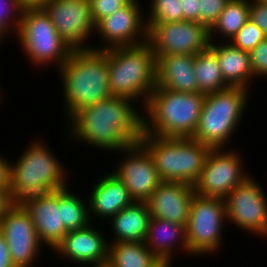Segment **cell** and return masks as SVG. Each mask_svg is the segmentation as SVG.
<instances>
[{"label":"cell","instance_id":"6da1fadb","mask_svg":"<svg viewBox=\"0 0 267 267\" xmlns=\"http://www.w3.org/2000/svg\"><path fill=\"white\" fill-rule=\"evenodd\" d=\"M134 103L111 96L84 107L65 121L69 140L109 153L137 145L143 132V113Z\"/></svg>","mask_w":267,"mask_h":267},{"label":"cell","instance_id":"7a4b0ae2","mask_svg":"<svg viewBox=\"0 0 267 267\" xmlns=\"http://www.w3.org/2000/svg\"><path fill=\"white\" fill-rule=\"evenodd\" d=\"M109 49L73 50L57 70L63 85L66 119L101 100L111 97L109 90Z\"/></svg>","mask_w":267,"mask_h":267},{"label":"cell","instance_id":"3957f363","mask_svg":"<svg viewBox=\"0 0 267 267\" xmlns=\"http://www.w3.org/2000/svg\"><path fill=\"white\" fill-rule=\"evenodd\" d=\"M39 139L31 141L21 156L10 162L9 192L14 204L70 185L64 163Z\"/></svg>","mask_w":267,"mask_h":267},{"label":"cell","instance_id":"277c9868","mask_svg":"<svg viewBox=\"0 0 267 267\" xmlns=\"http://www.w3.org/2000/svg\"><path fill=\"white\" fill-rule=\"evenodd\" d=\"M205 97L203 93L155 88L142 109V133L157 137L192 138Z\"/></svg>","mask_w":267,"mask_h":267},{"label":"cell","instance_id":"5b68a950","mask_svg":"<svg viewBox=\"0 0 267 267\" xmlns=\"http://www.w3.org/2000/svg\"><path fill=\"white\" fill-rule=\"evenodd\" d=\"M108 70L111 95L143 103V109L156 88V57L150 45L109 48Z\"/></svg>","mask_w":267,"mask_h":267},{"label":"cell","instance_id":"8992f818","mask_svg":"<svg viewBox=\"0 0 267 267\" xmlns=\"http://www.w3.org/2000/svg\"><path fill=\"white\" fill-rule=\"evenodd\" d=\"M140 143L153 157L162 182H184L193 186L211 150L193 138L157 137L146 133H142Z\"/></svg>","mask_w":267,"mask_h":267},{"label":"cell","instance_id":"52a82bcc","mask_svg":"<svg viewBox=\"0 0 267 267\" xmlns=\"http://www.w3.org/2000/svg\"><path fill=\"white\" fill-rule=\"evenodd\" d=\"M249 94L242 87L206 94L192 138L210 148H227L246 112Z\"/></svg>","mask_w":267,"mask_h":267},{"label":"cell","instance_id":"ba28073f","mask_svg":"<svg viewBox=\"0 0 267 267\" xmlns=\"http://www.w3.org/2000/svg\"><path fill=\"white\" fill-rule=\"evenodd\" d=\"M16 37L31 65L39 69L53 65L58 70L73 51L41 7L24 8Z\"/></svg>","mask_w":267,"mask_h":267},{"label":"cell","instance_id":"9c48e42d","mask_svg":"<svg viewBox=\"0 0 267 267\" xmlns=\"http://www.w3.org/2000/svg\"><path fill=\"white\" fill-rule=\"evenodd\" d=\"M225 222L227 224L224 199L195 194L186 225L189 255L218 254L223 245Z\"/></svg>","mask_w":267,"mask_h":267},{"label":"cell","instance_id":"30bf717a","mask_svg":"<svg viewBox=\"0 0 267 267\" xmlns=\"http://www.w3.org/2000/svg\"><path fill=\"white\" fill-rule=\"evenodd\" d=\"M147 43L155 57L174 54L195 55L210 44L209 30L191 21L146 22Z\"/></svg>","mask_w":267,"mask_h":267},{"label":"cell","instance_id":"8fae6325","mask_svg":"<svg viewBox=\"0 0 267 267\" xmlns=\"http://www.w3.org/2000/svg\"><path fill=\"white\" fill-rule=\"evenodd\" d=\"M241 155L232 148H211L201 175L194 184L195 193L204 197L224 199L236 185L251 176L245 170Z\"/></svg>","mask_w":267,"mask_h":267},{"label":"cell","instance_id":"7c38bea8","mask_svg":"<svg viewBox=\"0 0 267 267\" xmlns=\"http://www.w3.org/2000/svg\"><path fill=\"white\" fill-rule=\"evenodd\" d=\"M226 221L244 232L267 238V196L254 177L236 185L224 198Z\"/></svg>","mask_w":267,"mask_h":267},{"label":"cell","instance_id":"4fadbf2b","mask_svg":"<svg viewBox=\"0 0 267 267\" xmlns=\"http://www.w3.org/2000/svg\"><path fill=\"white\" fill-rule=\"evenodd\" d=\"M41 8L72 50L92 49L86 44L96 35L90 0H50Z\"/></svg>","mask_w":267,"mask_h":267},{"label":"cell","instance_id":"5bb4252c","mask_svg":"<svg viewBox=\"0 0 267 267\" xmlns=\"http://www.w3.org/2000/svg\"><path fill=\"white\" fill-rule=\"evenodd\" d=\"M138 0H131L126 6L101 19L95 28L102 44L93 50L114 47L136 46L147 42L145 13Z\"/></svg>","mask_w":267,"mask_h":267},{"label":"cell","instance_id":"9a60e30c","mask_svg":"<svg viewBox=\"0 0 267 267\" xmlns=\"http://www.w3.org/2000/svg\"><path fill=\"white\" fill-rule=\"evenodd\" d=\"M0 232L6 239L13 264L16 267H34L43 244L30 214L21 204H13L0 218Z\"/></svg>","mask_w":267,"mask_h":267},{"label":"cell","instance_id":"2e32d148","mask_svg":"<svg viewBox=\"0 0 267 267\" xmlns=\"http://www.w3.org/2000/svg\"><path fill=\"white\" fill-rule=\"evenodd\" d=\"M117 153L125 154L111 172L124 183L134 201L146 202L162 183L153 157L140 142Z\"/></svg>","mask_w":267,"mask_h":267},{"label":"cell","instance_id":"e0dca14e","mask_svg":"<svg viewBox=\"0 0 267 267\" xmlns=\"http://www.w3.org/2000/svg\"><path fill=\"white\" fill-rule=\"evenodd\" d=\"M102 233L92 224L80 230L68 231L52 252L79 266L106 267L109 242Z\"/></svg>","mask_w":267,"mask_h":267},{"label":"cell","instance_id":"ac0fdd59","mask_svg":"<svg viewBox=\"0 0 267 267\" xmlns=\"http://www.w3.org/2000/svg\"><path fill=\"white\" fill-rule=\"evenodd\" d=\"M21 205L30 214L40 242L47 245L44 248L50 247L53 251L68 233L58 206V190L29 198Z\"/></svg>","mask_w":267,"mask_h":267},{"label":"cell","instance_id":"d6986e66","mask_svg":"<svg viewBox=\"0 0 267 267\" xmlns=\"http://www.w3.org/2000/svg\"><path fill=\"white\" fill-rule=\"evenodd\" d=\"M195 194L193 185L184 182H162L146 201L151 218L187 225Z\"/></svg>","mask_w":267,"mask_h":267},{"label":"cell","instance_id":"ffe728a7","mask_svg":"<svg viewBox=\"0 0 267 267\" xmlns=\"http://www.w3.org/2000/svg\"><path fill=\"white\" fill-rule=\"evenodd\" d=\"M109 173L97 179L88 195L91 218H104L108 221L134 202L124 183L115 173L111 171Z\"/></svg>","mask_w":267,"mask_h":267},{"label":"cell","instance_id":"44dd1931","mask_svg":"<svg viewBox=\"0 0 267 267\" xmlns=\"http://www.w3.org/2000/svg\"><path fill=\"white\" fill-rule=\"evenodd\" d=\"M194 57L195 55L190 54L158 56L156 58V88L182 93H198Z\"/></svg>","mask_w":267,"mask_h":267},{"label":"cell","instance_id":"7402d4cb","mask_svg":"<svg viewBox=\"0 0 267 267\" xmlns=\"http://www.w3.org/2000/svg\"><path fill=\"white\" fill-rule=\"evenodd\" d=\"M144 242L167 267H172L174 257H178L175 255L178 249L181 253L189 255L186 225L151 218Z\"/></svg>","mask_w":267,"mask_h":267},{"label":"cell","instance_id":"603a6c76","mask_svg":"<svg viewBox=\"0 0 267 267\" xmlns=\"http://www.w3.org/2000/svg\"><path fill=\"white\" fill-rule=\"evenodd\" d=\"M209 48L215 53L222 76L229 87L250 89L254 81L250 53L233 46L230 42H210Z\"/></svg>","mask_w":267,"mask_h":267},{"label":"cell","instance_id":"cb8c5ba5","mask_svg":"<svg viewBox=\"0 0 267 267\" xmlns=\"http://www.w3.org/2000/svg\"><path fill=\"white\" fill-rule=\"evenodd\" d=\"M150 220L146 202L134 201L109 220L114 237L108 242H144Z\"/></svg>","mask_w":267,"mask_h":267},{"label":"cell","instance_id":"d4e9b609","mask_svg":"<svg viewBox=\"0 0 267 267\" xmlns=\"http://www.w3.org/2000/svg\"><path fill=\"white\" fill-rule=\"evenodd\" d=\"M106 267H167L145 242H109Z\"/></svg>","mask_w":267,"mask_h":267},{"label":"cell","instance_id":"484cf974","mask_svg":"<svg viewBox=\"0 0 267 267\" xmlns=\"http://www.w3.org/2000/svg\"><path fill=\"white\" fill-rule=\"evenodd\" d=\"M250 0H230L209 30L210 42H230L249 19ZM216 36V37H215ZM214 38V39H213ZM223 38V39H222Z\"/></svg>","mask_w":267,"mask_h":267},{"label":"cell","instance_id":"4316f807","mask_svg":"<svg viewBox=\"0 0 267 267\" xmlns=\"http://www.w3.org/2000/svg\"><path fill=\"white\" fill-rule=\"evenodd\" d=\"M194 70L198 93L209 94L229 88L222 76L218 59L209 47L195 54Z\"/></svg>","mask_w":267,"mask_h":267},{"label":"cell","instance_id":"83f0119b","mask_svg":"<svg viewBox=\"0 0 267 267\" xmlns=\"http://www.w3.org/2000/svg\"><path fill=\"white\" fill-rule=\"evenodd\" d=\"M69 189L70 186H67L66 188L58 190V206L61 208L64 227L67 231L86 228L91 225L93 221L90 217L87 198L84 200Z\"/></svg>","mask_w":267,"mask_h":267},{"label":"cell","instance_id":"f1b7e54d","mask_svg":"<svg viewBox=\"0 0 267 267\" xmlns=\"http://www.w3.org/2000/svg\"><path fill=\"white\" fill-rule=\"evenodd\" d=\"M145 15L146 22L183 21L181 0H152Z\"/></svg>","mask_w":267,"mask_h":267},{"label":"cell","instance_id":"f546056e","mask_svg":"<svg viewBox=\"0 0 267 267\" xmlns=\"http://www.w3.org/2000/svg\"><path fill=\"white\" fill-rule=\"evenodd\" d=\"M24 8L20 0H0V26L9 35L17 34Z\"/></svg>","mask_w":267,"mask_h":267},{"label":"cell","instance_id":"4dcf8cb0","mask_svg":"<svg viewBox=\"0 0 267 267\" xmlns=\"http://www.w3.org/2000/svg\"><path fill=\"white\" fill-rule=\"evenodd\" d=\"M267 35L259 29L250 19L231 39L230 43L243 51L251 52Z\"/></svg>","mask_w":267,"mask_h":267},{"label":"cell","instance_id":"1f68e13d","mask_svg":"<svg viewBox=\"0 0 267 267\" xmlns=\"http://www.w3.org/2000/svg\"><path fill=\"white\" fill-rule=\"evenodd\" d=\"M229 1L230 0H199V23L210 30Z\"/></svg>","mask_w":267,"mask_h":267},{"label":"cell","instance_id":"d6a6232c","mask_svg":"<svg viewBox=\"0 0 267 267\" xmlns=\"http://www.w3.org/2000/svg\"><path fill=\"white\" fill-rule=\"evenodd\" d=\"M253 77L267 78V37L250 52Z\"/></svg>","mask_w":267,"mask_h":267},{"label":"cell","instance_id":"836d02e7","mask_svg":"<svg viewBox=\"0 0 267 267\" xmlns=\"http://www.w3.org/2000/svg\"><path fill=\"white\" fill-rule=\"evenodd\" d=\"M131 0H90L92 17L97 24L101 19L126 6Z\"/></svg>","mask_w":267,"mask_h":267},{"label":"cell","instance_id":"e575fe53","mask_svg":"<svg viewBox=\"0 0 267 267\" xmlns=\"http://www.w3.org/2000/svg\"><path fill=\"white\" fill-rule=\"evenodd\" d=\"M249 19L267 35V2L250 0Z\"/></svg>","mask_w":267,"mask_h":267},{"label":"cell","instance_id":"d590c367","mask_svg":"<svg viewBox=\"0 0 267 267\" xmlns=\"http://www.w3.org/2000/svg\"><path fill=\"white\" fill-rule=\"evenodd\" d=\"M183 20L199 23V0H181Z\"/></svg>","mask_w":267,"mask_h":267},{"label":"cell","instance_id":"8d00e7d4","mask_svg":"<svg viewBox=\"0 0 267 267\" xmlns=\"http://www.w3.org/2000/svg\"><path fill=\"white\" fill-rule=\"evenodd\" d=\"M0 267H16L11 259L8 244L0 232Z\"/></svg>","mask_w":267,"mask_h":267},{"label":"cell","instance_id":"74e56055","mask_svg":"<svg viewBox=\"0 0 267 267\" xmlns=\"http://www.w3.org/2000/svg\"><path fill=\"white\" fill-rule=\"evenodd\" d=\"M0 154V188H9L10 161Z\"/></svg>","mask_w":267,"mask_h":267},{"label":"cell","instance_id":"f35d334b","mask_svg":"<svg viewBox=\"0 0 267 267\" xmlns=\"http://www.w3.org/2000/svg\"><path fill=\"white\" fill-rule=\"evenodd\" d=\"M13 204L9 188H0V218Z\"/></svg>","mask_w":267,"mask_h":267},{"label":"cell","instance_id":"ab89813d","mask_svg":"<svg viewBox=\"0 0 267 267\" xmlns=\"http://www.w3.org/2000/svg\"><path fill=\"white\" fill-rule=\"evenodd\" d=\"M50 0H20L25 8H40Z\"/></svg>","mask_w":267,"mask_h":267},{"label":"cell","instance_id":"60d3db41","mask_svg":"<svg viewBox=\"0 0 267 267\" xmlns=\"http://www.w3.org/2000/svg\"><path fill=\"white\" fill-rule=\"evenodd\" d=\"M8 35L9 34L0 26V44L2 43L3 39L7 38Z\"/></svg>","mask_w":267,"mask_h":267}]
</instances>
